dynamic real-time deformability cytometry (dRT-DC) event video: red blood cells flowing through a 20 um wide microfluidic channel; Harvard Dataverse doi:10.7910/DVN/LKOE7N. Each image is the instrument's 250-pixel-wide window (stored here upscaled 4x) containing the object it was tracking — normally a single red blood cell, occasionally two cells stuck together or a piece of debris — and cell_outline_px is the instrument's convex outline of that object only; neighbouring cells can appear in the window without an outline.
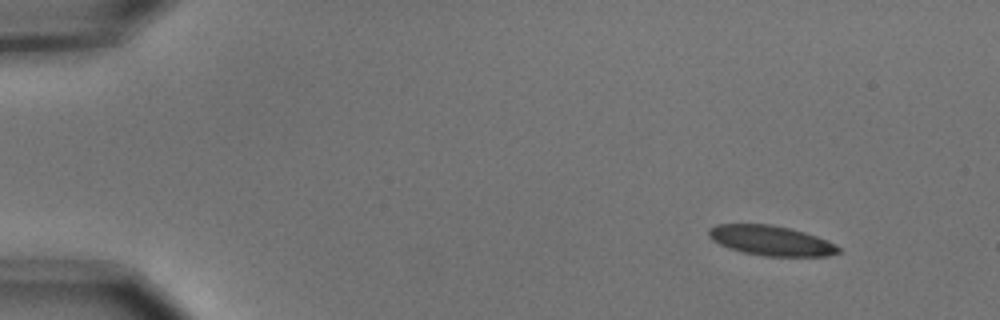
{"species": "common noctule bat (a hibernating species)", "species_latin": "Nyctalus noctula", "temperature_condition": "cold", "stored_images_in_passage": 5, "camera_frame_rate_fps": 3000, "um_per_image_px": 0.085, "animal": {"sex": "male", "body_mass_g": 15.6}, "frame": {"image": 1, "passage_image": 1, "time_ms": 0.0, "image_size_px": [1000, 320], "cell_outline_px": [[840, 252], [828, 256], [764, 256], [744, 252], [728, 248], [712, 240], [708, 236], [708, 228], [716, 224], [772, 224], [804, 232], [828, 240], [836, 244], [840, 248]], "centroid_in_image_um": [65.53, 20.44], "position_along_channel_um": 19.5, "area_um2": 22.66}}
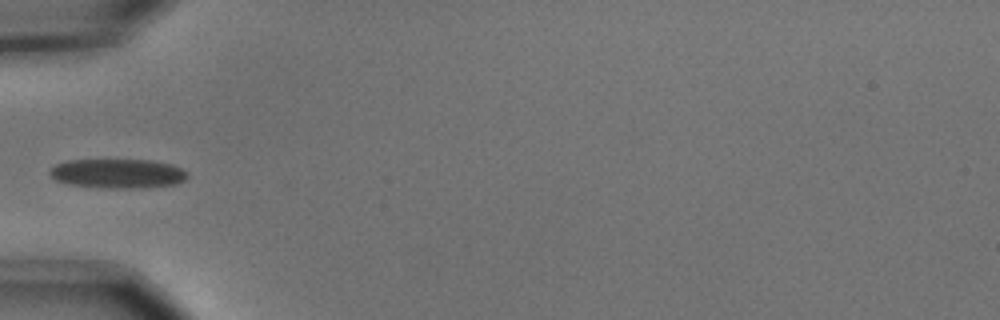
{"frame": {"image": 2, "passage_image": 4, "time_ms": 1.0, "image_size_px": [1000, 320], "cell_outline_px": [[188, 176], [184, 180], [176, 184], [136, 188], [112, 188], [68, 184], [56, 180], [48, 172], [56, 164], [68, 160], [152, 160], [172, 164], [188, 172]], "centroid_in_image_um": [10.03, 14.74], "position_along_channel_um": 75.0, "area_um2": 23.41}}
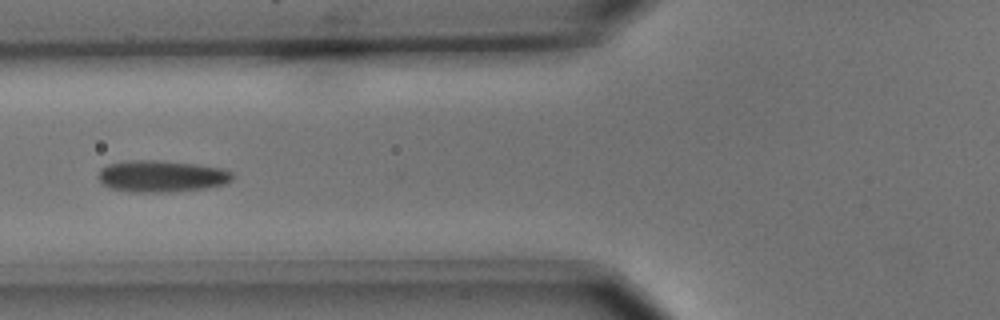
{"frame": {"image": 3, "passage_image": 5, "time_ms": 1.333, "image_size_px": [1000, 320], "cell_outline_px": [[236, 176], [232, 180], [224, 184], [204, 188], [168, 192], [128, 192], [108, 188], [96, 176], [100, 168], [108, 164], [128, 160], [156, 160], [196, 164], [224, 168], [232, 172]], "centroid_in_image_um": [13.71, 14.97], "position_along_channel_um": 112.1, "area_um2": 25.09}}